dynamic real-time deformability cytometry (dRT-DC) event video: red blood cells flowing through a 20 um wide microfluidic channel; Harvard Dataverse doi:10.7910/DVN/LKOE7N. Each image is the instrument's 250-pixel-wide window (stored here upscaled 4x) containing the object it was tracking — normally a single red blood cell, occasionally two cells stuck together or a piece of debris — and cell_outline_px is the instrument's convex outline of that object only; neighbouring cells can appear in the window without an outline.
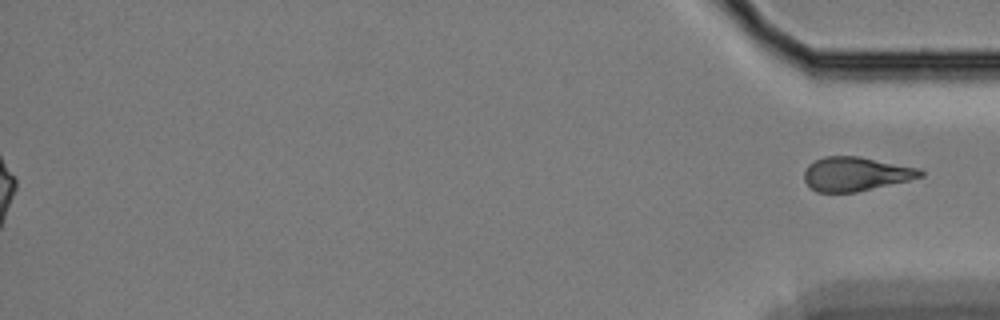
{"species": "Egyptian fruit bat (a non-hibernating species)", "species_latin": "Rousettus aegyptiacus", "temperature_condition": "cold", "stored_images_in_passage": 61, "segment_of_instrument_passage": [2, 2], "camera_frame_rate_fps": 3000, "um_per_image_px": 0.085, "animal": {"sex": "female"}, "frame": {"image": 1, "passage_image": 61, "time_ms": 20.0, "image_size_px": [1000, 320], "cell_outline_px": [[924, 176], [908, 180], [856, 192], [816, 192], [804, 180], [804, 172], [808, 164], [824, 156], [860, 156], [920, 168], [924, 172]], "centroid_in_image_um": [72.74, 14.77], "position_along_channel_um": 362.5, "area_um2": 23.0}}